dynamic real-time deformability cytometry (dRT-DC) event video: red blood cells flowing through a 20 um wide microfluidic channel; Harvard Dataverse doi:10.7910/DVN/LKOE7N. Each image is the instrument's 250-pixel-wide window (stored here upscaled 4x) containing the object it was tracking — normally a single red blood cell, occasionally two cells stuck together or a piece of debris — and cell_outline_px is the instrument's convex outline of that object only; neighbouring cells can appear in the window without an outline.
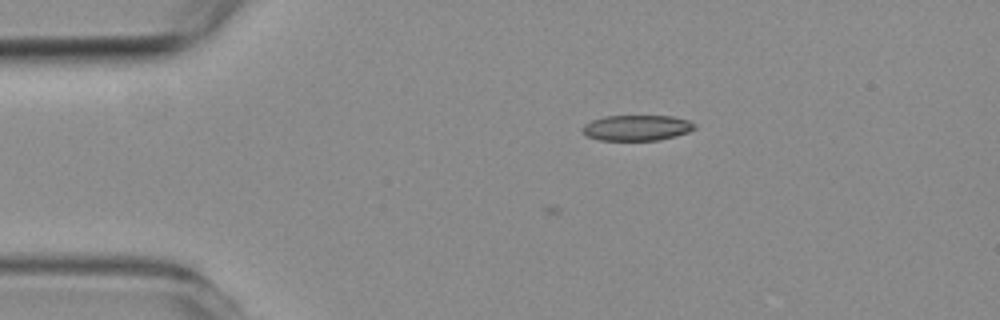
{"species": "common noctule bat (a hibernating species)", "species_latin": "Nyctalus noctula", "temperature_condition": "room temperature", "stored_images_in_passage": 3, "camera_frame_rate_fps": 3000, "um_per_image_px": 0.085, "animal": {"sex": "female", "body_mass_g": 19.3, "forearm_length_mm": 54.1}, "frame": {"image": 1, "passage_image": 1, "time_ms": 0.0, "image_size_px": [1000, 320], "cell_outline_px": [[696, 128], [688, 132], [676, 136], [660, 140], [600, 140], [584, 136], [580, 132], [580, 128], [584, 124], [592, 120], [604, 116], [672, 116], [688, 120], [696, 124]], "centroid_in_image_um": [54.08, 10.87], "position_along_channel_um": 30.9, "area_um2": 16.99}}
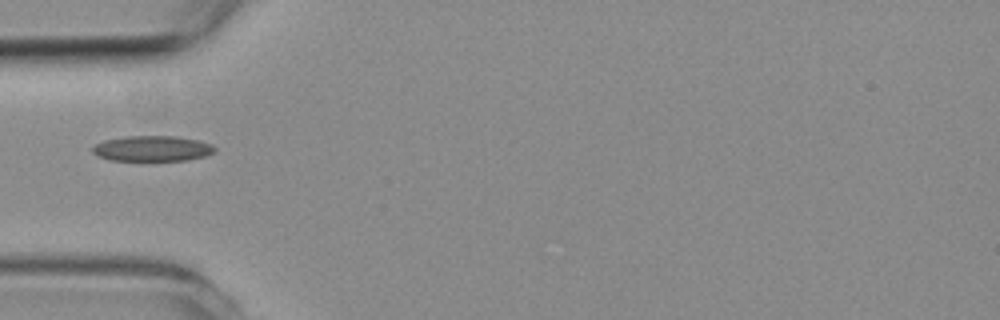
{"frame": {"image": 2, "passage_image": 3, "time_ms": 2.333, "image_size_px": [1000, 320], "cell_outline_px": [[216, 148], [212, 152], [204, 156], [188, 160], [112, 160], [96, 156], [92, 152], [92, 148], [96, 144], [104, 140], [128, 136], [176, 136], [200, 140], [212, 144]], "centroid_in_image_um": [12.94, 12.62], "position_along_channel_um": 72.1, "area_um2": 18.09}}